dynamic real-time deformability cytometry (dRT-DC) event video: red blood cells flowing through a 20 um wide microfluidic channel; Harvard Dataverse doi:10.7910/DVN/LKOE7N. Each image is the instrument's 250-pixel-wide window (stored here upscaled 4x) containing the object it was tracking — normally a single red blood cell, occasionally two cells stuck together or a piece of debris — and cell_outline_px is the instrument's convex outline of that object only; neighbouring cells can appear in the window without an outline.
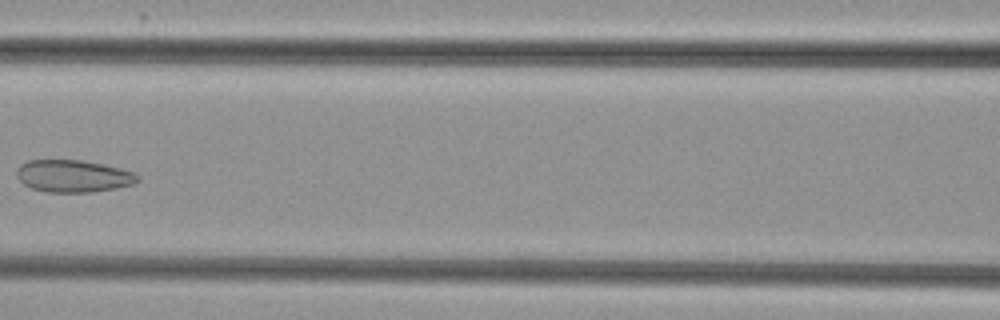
{"species": "common noctule bat (a hibernating species)", "species_latin": "Nyctalus noctula", "temperature_condition": "cold", "stored_images_in_passage": 7, "camera_frame_rate_fps": 3000, "um_per_image_px": 0.085, "animal": {"sex": "female", "body_mass_g": 29.2, "forearm_length_mm": 56.3}, "frame": {"image": 1, "passage_image": 6, "time_ms": 6.333, "image_size_px": [1000, 320], "cell_outline_px": [[140, 180], [136, 184], [116, 188], [92, 192], [44, 192], [32, 188], [24, 184], [16, 176], [16, 168], [20, 164], [28, 160], [80, 160], [104, 164], [120, 168], [132, 172], [140, 176]], "centroid_in_image_um": [6.23, 14.97], "position_along_channel_um": 160.4, "area_um2": 22.95}}
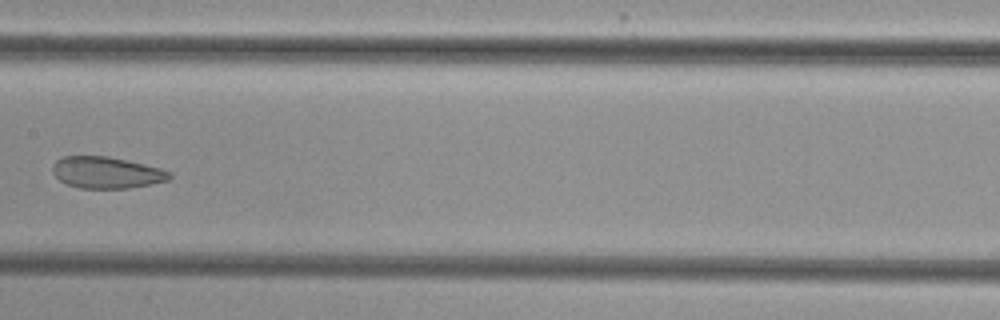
{"frame": {"image": 2, "passage_image": 7, "time_ms": 7.333, "image_size_px": [1000, 320], "cell_outline_px": [[172, 176], [168, 180], [152, 184], [128, 188], [80, 188], [68, 184], [60, 180], [52, 172], [52, 164], [56, 160], [64, 156], [108, 156], [160, 168], [172, 172]], "centroid_in_image_um": [9.05, 14.66], "position_along_channel_um": 198.3, "area_um2": 21.44}}